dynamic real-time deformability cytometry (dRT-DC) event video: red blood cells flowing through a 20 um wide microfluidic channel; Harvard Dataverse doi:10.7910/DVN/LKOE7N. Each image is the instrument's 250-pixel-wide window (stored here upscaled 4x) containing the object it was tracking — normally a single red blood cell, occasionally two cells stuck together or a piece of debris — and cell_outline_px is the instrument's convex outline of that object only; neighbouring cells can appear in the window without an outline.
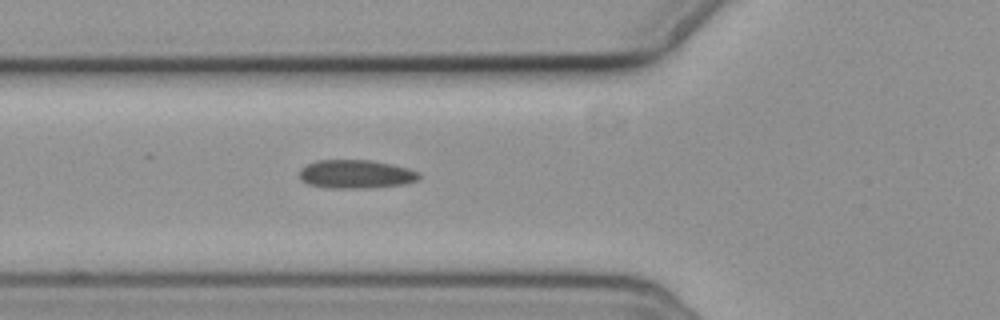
{"species": "common noctule bat (a hibernating species)", "species_latin": "Nyctalus noctula", "temperature_condition": "cold", "stored_images_in_passage": 2, "camera_frame_rate_fps": 3000, "um_per_image_px": 0.085, "animal": {"sex": "female", "body_mass_g": 19.3, "forearm_length_mm": 54.1}, "frame": {"image": 1, "passage_image": 2, "time_ms": 1.0, "image_size_px": [1000, 320], "cell_outline_px": [[420, 180], [404, 184], [372, 188], [328, 188], [308, 184], [300, 180], [300, 168], [316, 160], [372, 160], [392, 164], [408, 168], [420, 172]], "centroid_in_image_um": [30.28, 14.8], "position_along_channel_um": 95.5, "area_um2": 20.17}}